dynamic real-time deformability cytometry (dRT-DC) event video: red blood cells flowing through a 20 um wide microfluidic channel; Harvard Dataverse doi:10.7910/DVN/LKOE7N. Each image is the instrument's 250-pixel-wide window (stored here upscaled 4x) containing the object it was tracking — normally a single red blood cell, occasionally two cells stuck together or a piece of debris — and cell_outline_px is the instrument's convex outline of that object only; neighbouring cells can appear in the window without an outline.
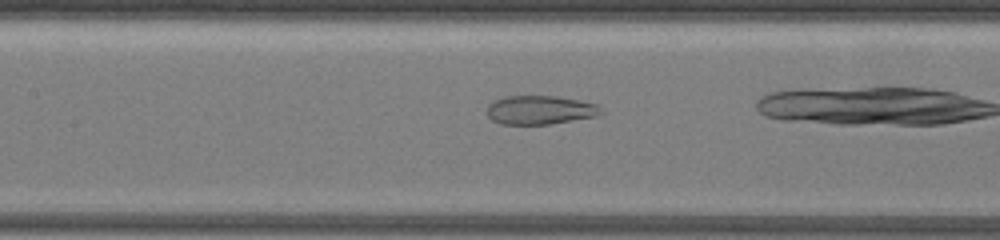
{"species": "common noctule bat (a hibernating species)", "species_latin": "Nyctalus noctula", "temperature_condition": "warm", "stored_images_in_passage": 23, "camera_frame_rate_fps": 3000, "um_per_image_px": 0.085, "animal": {"sex": "female", "body_mass_g": 19.5, "forearm_length_mm": 54.1}, "frame": {"image": 1, "passage_image": 9, "time_ms": 2.333, "image_size_px": [1000, 240], "cell_outline_px": [[604, 112], [596, 116], [548, 124], [500, 124], [492, 120], [488, 116], [488, 104], [492, 100], [504, 96], [556, 96], [596, 104]], "centroid_in_image_um": [45.85, 9.34], "position_along_channel_um": 161.5, "area_um2": 19.02}}
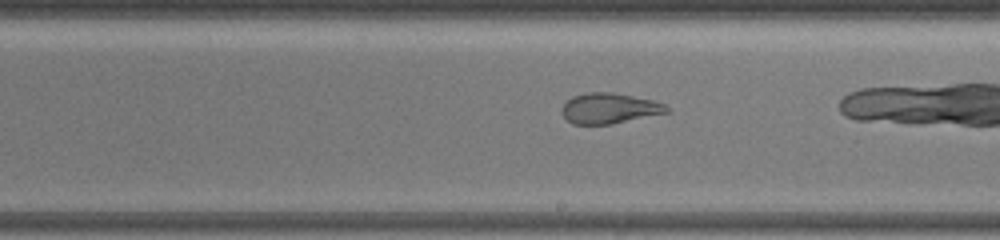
{"frame": {"image": 2, "passage_image": 14, "time_ms": 5.0, "image_size_px": [1000, 240], "cell_outline_px": [[668, 112], [612, 124], [572, 124], [560, 112], [560, 108], [572, 96], [588, 92], [612, 92], [652, 100], [664, 104], [668, 108]], "centroid_in_image_um": [51.75, 9.21], "position_along_channel_um": 237.3, "area_um2": 18.5}}